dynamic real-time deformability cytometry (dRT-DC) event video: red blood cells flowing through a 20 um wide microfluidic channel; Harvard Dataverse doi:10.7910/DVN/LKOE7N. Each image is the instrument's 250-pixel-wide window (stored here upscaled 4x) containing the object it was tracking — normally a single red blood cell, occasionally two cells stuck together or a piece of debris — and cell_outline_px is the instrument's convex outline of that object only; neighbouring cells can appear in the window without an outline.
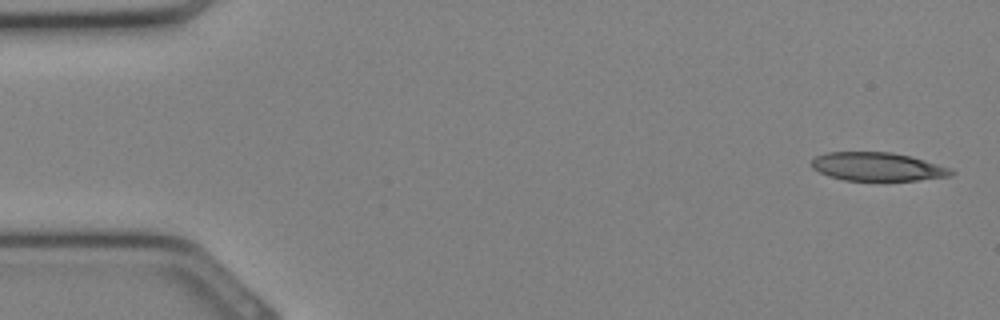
{"species": "Egyptian fruit bat (a non-hibernating species)", "species_latin": "Rousettus aegyptiacus", "temperature_condition": "cold", "stored_images_in_passage": 21, "camera_frame_rate_fps": 3000, "um_per_image_px": 0.085, "animal": {"sex": "female"}, "frame": {"image": 1, "passage_image": 1, "time_ms": 0.0, "image_size_px": [1000, 320], "cell_outline_px": [[956, 172], [948, 176], [916, 180], [844, 180], [828, 176], [812, 168], [812, 160], [816, 156], [824, 152], [892, 152], [924, 160], [952, 168]], "centroid_in_image_um": [74.57, 14.16], "position_along_channel_um": 10.4, "area_um2": 23.0}}
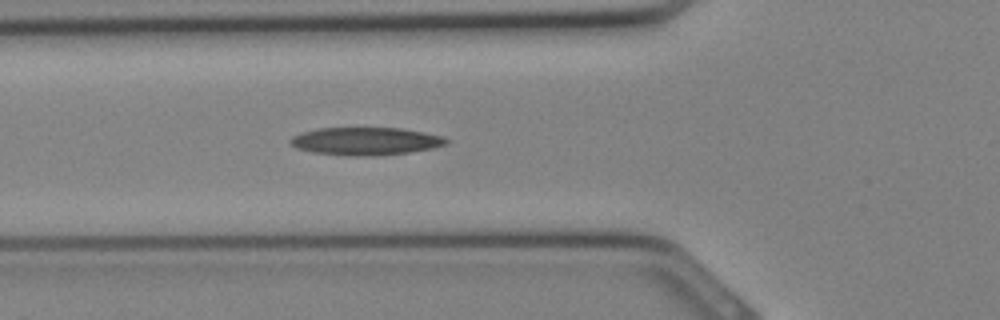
{"frame": {"image": 2, "passage_image": 11, "time_ms": 3.333, "image_size_px": [1000, 320], "cell_outline_px": [[448, 144], [432, 148], [408, 152], [372, 156], [348, 156], [312, 152], [296, 148], [288, 140], [292, 136], [300, 132], [320, 128], [400, 128], [424, 132], [444, 136], [448, 140]], "centroid_in_image_um": [31.06, 12.0], "position_along_channel_um": 94.7, "area_um2": 25.32}}
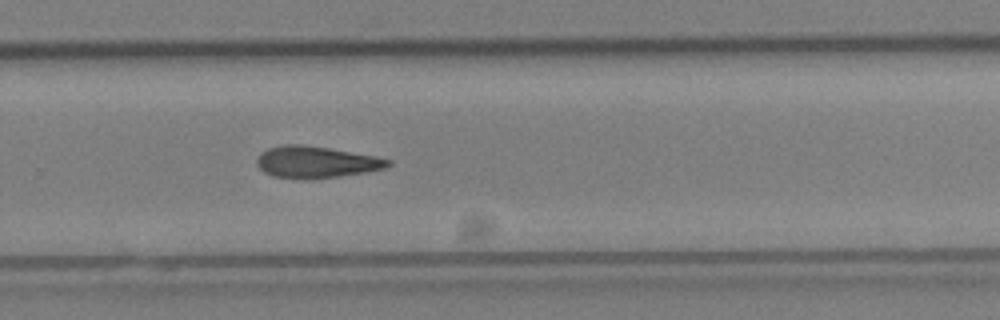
{"frame": {"image": 3, "passage_image": 21, "time_ms": 6.667, "image_size_px": [1000, 320], "cell_outline_px": [[392, 164], [388, 168], [368, 172], [336, 176], [272, 176], [264, 172], [256, 164], [256, 160], [260, 152], [268, 148], [284, 144], [300, 144], [328, 148], [376, 156], [392, 160]], "centroid_in_image_um": [26.91, 13.73], "position_along_channel_um": 302.9, "area_um2": 23.52}}